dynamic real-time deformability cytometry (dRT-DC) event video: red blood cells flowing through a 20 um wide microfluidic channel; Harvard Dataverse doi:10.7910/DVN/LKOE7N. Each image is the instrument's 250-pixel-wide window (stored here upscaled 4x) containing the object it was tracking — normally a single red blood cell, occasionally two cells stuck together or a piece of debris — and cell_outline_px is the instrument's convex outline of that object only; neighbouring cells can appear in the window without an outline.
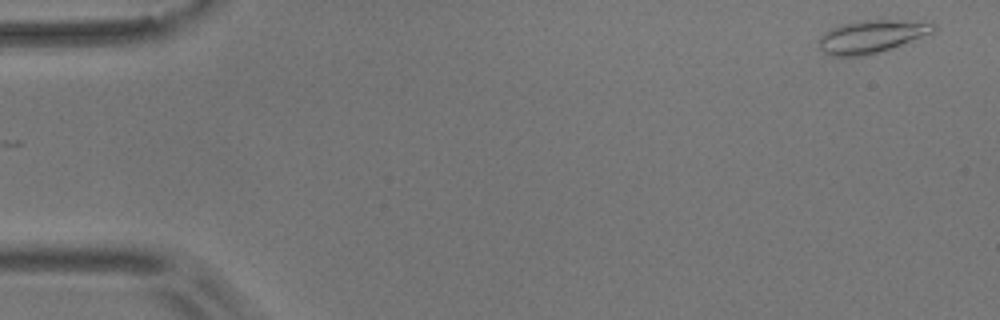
{"species": "common noctule bat (a hibernating species)", "species_latin": "Nyctalus noctula", "temperature_condition": "room temperature", "stored_images_in_passage": 54, "camera_frame_rate_fps": 3000, "um_per_image_px": 0.085, "animal": {"sex": "male", "body_mass_g": 17.9}, "frame": {"image": 1, "passage_image": 1, "time_ms": 0.0, "image_size_px": [1000, 320], "cell_outline_px": [[936, 28], [932, 32], [880, 52], [864, 56], [832, 56], [824, 52], [820, 48], [820, 36], [824, 32], [840, 24], [864, 20], [932, 20], [936, 24]], "centroid_in_image_um": [74.12, 3.08], "position_along_channel_um": 10.9, "area_um2": 21.91}}
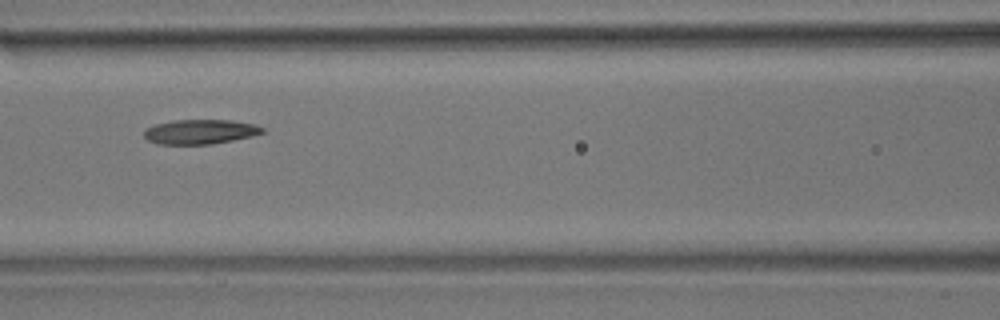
{"frame": {"image": 2, "passage_image": 23, "time_ms": 7.333, "image_size_px": [1000, 320], "cell_outline_px": [[264, 132], [252, 136], [212, 144], [156, 144], [148, 140], [144, 136], [144, 132], [148, 128], [156, 124], [176, 120], [232, 120], [256, 124], [264, 128]], "centroid_in_image_um": [17.04, 11.2], "position_along_channel_um": 149.6, "area_um2": 16.88}}
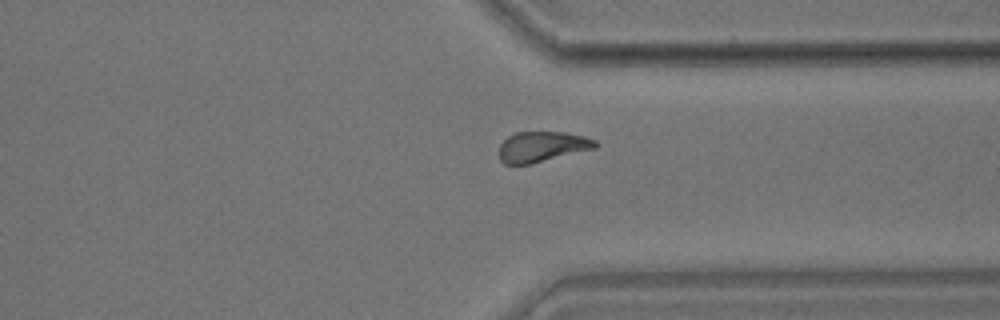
{"frame": {"image": 3, "passage_image": 41, "time_ms": 13.333, "image_size_px": [1000, 320], "cell_outline_px": [[600, 144], [596, 148], [532, 164], [504, 164], [500, 160], [500, 144], [508, 136], [516, 132], [564, 132], [584, 136], [596, 140]], "centroid_in_image_um": [46.1, 12.47], "position_along_channel_um": 365.3, "area_um2": 17.17}, "authors_computed_cell_mechanics": {"area_um2": 17.6579, "velocity_mm_per_s": 3.6053, "shape_relaxation_time_tau1_ms": 10.9332, "shape_relaxation_time_tau2_ms": 5.8731, "deformation_change_tau1": 0.2099, "deformation_change_tau2": 0.1015}}